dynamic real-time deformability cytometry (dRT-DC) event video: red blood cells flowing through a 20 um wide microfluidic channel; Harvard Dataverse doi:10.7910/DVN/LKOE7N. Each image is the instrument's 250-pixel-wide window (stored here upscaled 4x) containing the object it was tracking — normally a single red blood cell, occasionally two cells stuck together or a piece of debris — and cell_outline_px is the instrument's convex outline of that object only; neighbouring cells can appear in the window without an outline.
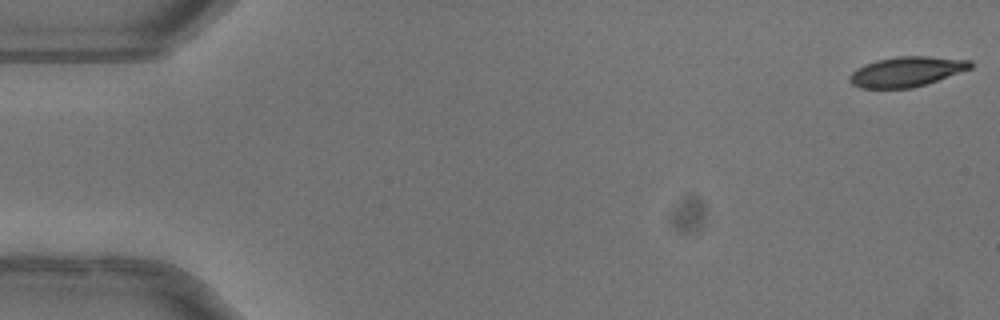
{"species": "common noctule bat (a hibernating species)", "species_latin": "Nyctalus noctula", "temperature_condition": "warm", "stored_images_in_passage": 51, "camera_frame_rate_fps": 3000, "um_per_image_px": 0.085, "animal": {"sex": "female"}, "frame": {"image": 1, "passage_image": 1, "time_ms": 0.0, "image_size_px": [1000, 320], "cell_outline_px": [[972, 68], [912, 88], [860, 88], [852, 84], [848, 80], [848, 76], [856, 68], [864, 64], [876, 60], [896, 56], [928, 56], [972, 60]], "centroid_in_image_um": [77.01, 6.08], "position_along_channel_um": 8.0, "area_um2": 21.1}}
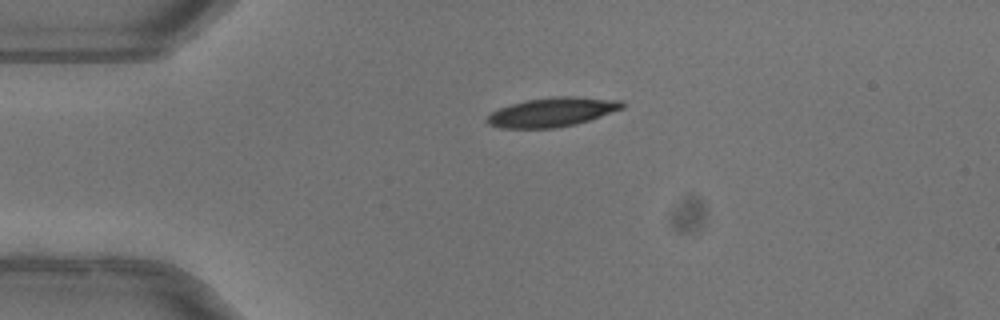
{"frame": {"image": 2, "passage_image": 12, "time_ms": 3.667, "image_size_px": [1000, 320], "cell_outline_px": [[624, 108], [576, 124], [556, 128], [500, 128], [488, 124], [484, 120], [492, 112], [500, 108], [524, 100], [552, 96], [572, 96], [620, 100], [624, 104]], "centroid_in_image_um": [46.91, 9.53], "position_along_channel_um": 38.1, "area_um2": 22.95}}
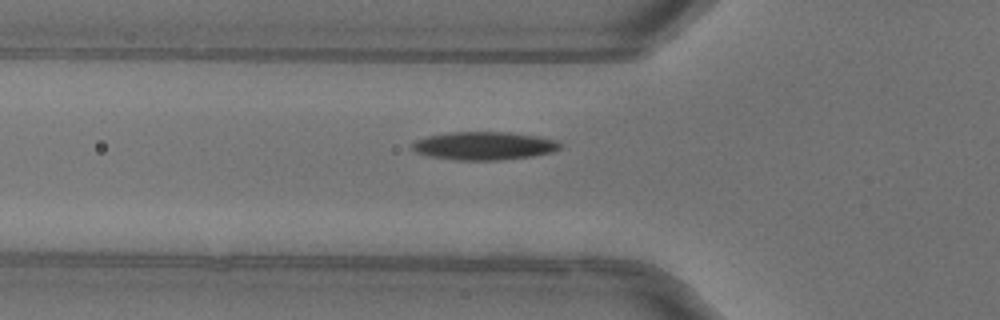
{"frame": {"image": 3, "passage_image": 18, "time_ms": 5.667, "image_size_px": [1000, 320], "cell_outline_px": [[560, 148], [552, 152], [532, 156], [500, 160], [456, 160], [428, 156], [416, 152], [412, 148], [412, 144], [416, 140], [428, 136], [448, 132], [508, 132], [536, 136], [556, 140], [560, 144]], "centroid_in_image_um": [41.12, 12.39], "position_along_channel_um": 84.7, "area_um2": 24.16}, "authors_computed_cell_mechanics": {"area_um2": 22.7732, "velocity_mm_per_s": 4.026, "shape_relaxation_time_tau1_ms": 3.6878, "shape_relaxation_time_tau2_ms": 2.8746, "deformation_change_tau1": 0.1471, "deformation_change_tau2": 0.0785}}